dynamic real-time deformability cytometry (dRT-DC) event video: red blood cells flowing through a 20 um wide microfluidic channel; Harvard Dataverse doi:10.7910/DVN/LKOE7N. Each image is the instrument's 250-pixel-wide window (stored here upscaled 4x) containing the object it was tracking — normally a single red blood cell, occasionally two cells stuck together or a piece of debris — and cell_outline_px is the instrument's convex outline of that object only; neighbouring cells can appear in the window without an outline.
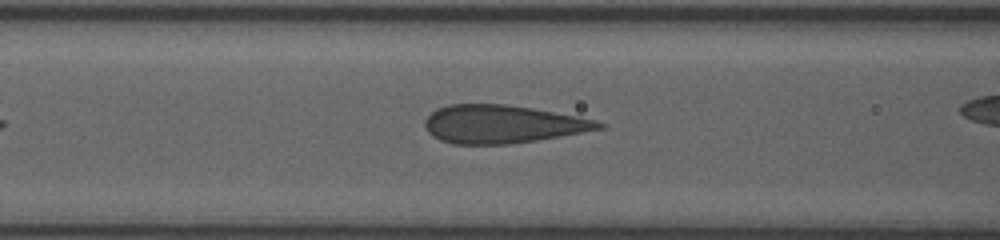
{"species": "human", "species_latin": "Homo sapiens", "temperature_condition": "room temperature", "stored_images_in_passage": 13, "segment_of_instrument_passage": [1, 2], "camera_frame_rate_fps": 3000, "um_per_image_px": 0.085, "donor": {"sex": "female"}, "frame": {"image": 1, "passage_image": 11, "time_ms": 3.333, "image_size_px": [1000, 240], "cell_outline_px": [[604, 128], [536, 140], [512, 144], [452, 144], [440, 140], [432, 136], [428, 132], [424, 124], [424, 120], [436, 108], [448, 104], [504, 104], [532, 108], [576, 116], [596, 120], [604, 124]], "centroid_in_image_um": [42.64, 10.55], "position_along_channel_um": 124.0, "area_um2": 38.44}}